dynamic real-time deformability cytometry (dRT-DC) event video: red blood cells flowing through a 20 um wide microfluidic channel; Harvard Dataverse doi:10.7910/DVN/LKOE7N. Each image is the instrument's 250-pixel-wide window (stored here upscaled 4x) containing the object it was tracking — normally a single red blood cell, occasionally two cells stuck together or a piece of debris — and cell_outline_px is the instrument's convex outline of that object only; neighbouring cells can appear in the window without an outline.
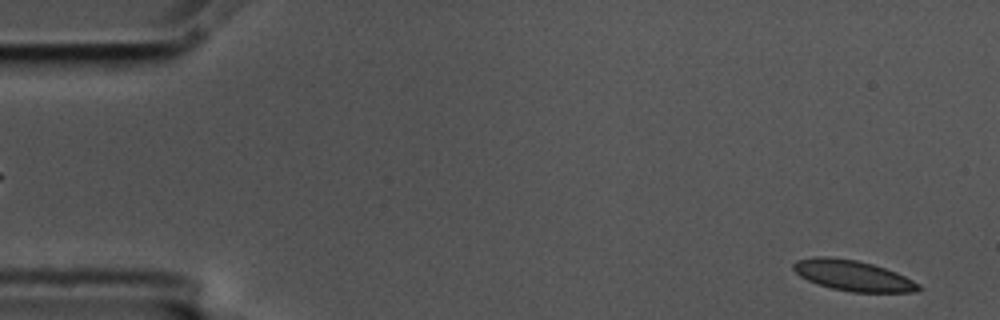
{"species": "common noctule bat (a hibernating species)", "species_latin": "Nyctalus noctula", "temperature_condition": "cold", "stored_images_in_passage": 56, "camera_frame_rate_fps": 3000, "um_per_image_px": 0.085, "animal": {"sex": "male", "body_mass_g": 17.5, "forearm_length_mm": 52.3}, "frame": {"image": 1, "passage_image": 2, "time_ms": 0.333, "image_size_px": [1000, 320], "cell_outline_px": [[924, 288], [916, 292], [852, 292], [832, 288], [808, 280], [800, 276], [792, 268], [792, 264], [796, 260], [812, 256], [828, 256], [856, 260], [872, 264], [896, 272], [920, 284]], "centroid_in_image_um": [72.5, 23.41], "position_along_channel_um": 12.5, "area_um2": 22.31}}
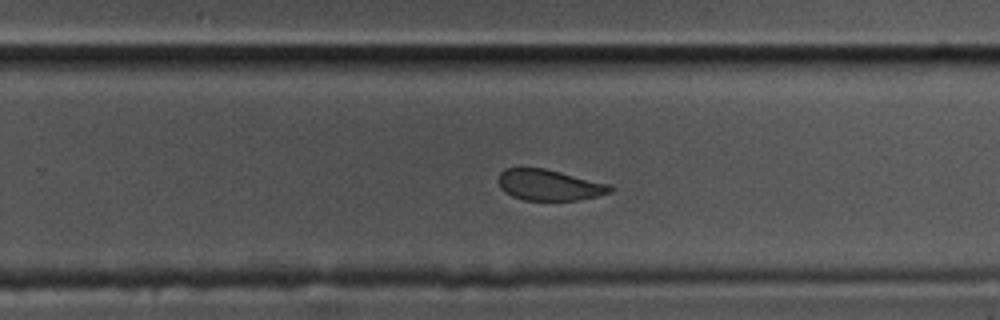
{"frame": {"image": 2, "passage_image": 35, "time_ms": 11.333, "image_size_px": [1000, 320], "cell_outline_px": [[616, 188], [612, 192], [596, 196], [576, 200], [524, 200], [512, 196], [504, 192], [500, 188], [496, 180], [500, 172], [504, 168], [544, 168], [612, 184]], "centroid_in_image_um": [46.68, 15.72], "position_along_channel_um": 283.1, "area_um2": 20.46}}
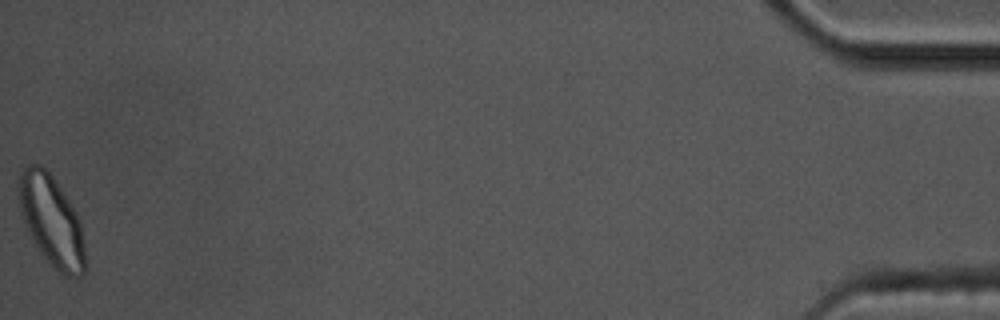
{"frame": {"image": 3, "passage_image": 56, "time_ms": 18.333, "image_size_px": [1000, 320], "cell_outline_px": [[84, 272], [80, 276], [64, 276], [36, 248], [24, 224], [20, 212], [20, 172], [28, 164], [40, 164], [52, 176], [76, 212], [80, 224], [84, 244]], "centroid_in_image_um": [4.37, 18.77], "position_along_channel_um": 430.8, "area_um2": 34.22}, "authors_computed_cell_mechanics": {"area_um2": 22.4553, "velocity_mm_per_s": 3.518, "shape_relaxation_time_tau1_ms": 6.2486, "shape_relaxation_time_tau2_ms": 1.1359, "deformation_change_tau1": 0.1145, "deformation_change_tau2": 0.0647}}